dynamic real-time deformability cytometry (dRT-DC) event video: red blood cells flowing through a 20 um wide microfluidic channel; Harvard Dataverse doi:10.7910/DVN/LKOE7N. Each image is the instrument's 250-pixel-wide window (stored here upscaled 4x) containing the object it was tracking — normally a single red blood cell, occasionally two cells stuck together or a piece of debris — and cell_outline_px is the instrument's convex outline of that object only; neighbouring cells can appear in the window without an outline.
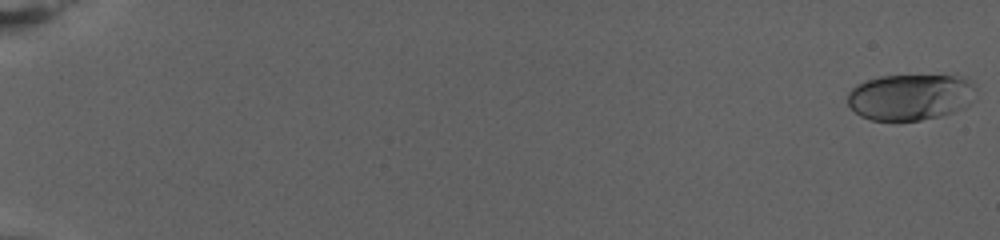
{"species": "human", "species_latin": "Homo sapiens", "temperature_condition": "warm", "stored_images_in_passage": 82, "camera_frame_rate_fps": 3000, "um_per_image_px": 0.085, "donor": {"sex": "female"}, "frame": {"image": 1, "passage_image": 2, "time_ms": 0.333, "image_size_px": [1000, 240], "cell_outline_px": [[968, 104], [964, 108], [940, 116], [920, 120], [872, 120], [860, 116], [848, 104], [848, 92], [852, 88], [868, 80], [880, 76], [952, 76], [964, 80], [968, 84]], "centroid_in_image_um": [77.22, 8.27], "position_along_channel_um": 7.8, "area_um2": 33.18}}
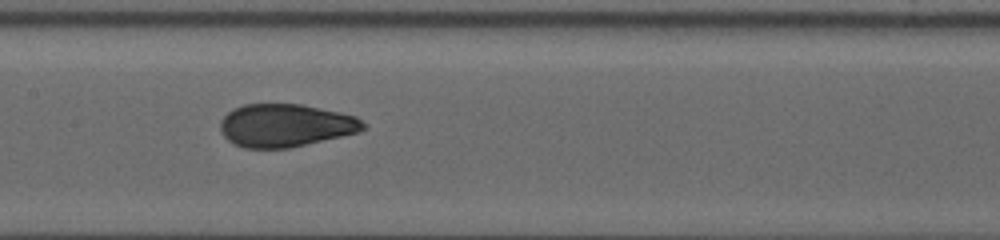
{"frame": {"image": 2, "passage_image": 45, "time_ms": 14.667, "image_size_px": [1000, 240], "cell_outline_px": [[364, 128], [356, 132], [340, 136], [288, 148], [244, 148], [232, 144], [224, 136], [220, 128], [220, 120], [232, 108], [244, 104], [300, 104], [356, 116], [364, 124]], "centroid_in_image_um": [24.18, 10.66], "position_along_channel_um": 183.2, "area_um2": 35.37}}
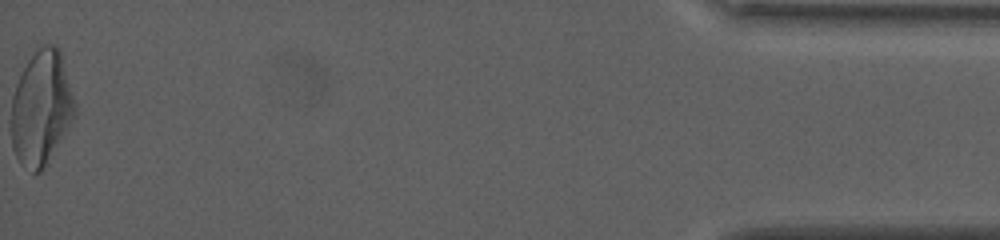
{"frame": {"image": 3, "passage_image": 82, "time_ms": 27.0, "image_size_px": [1000, 240], "cell_outline_px": [[76, 116], [48, 164], [40, 172], [32, 172], [20, 164], [12, 148], [12, 96], [16, 84], [28, 60], [44, 44], [56, 44], [60, 52], [76, 108]], "centroid_in_image_um": [3.52, 9.25], "position_along_channel_um": 431.7, "area_um2": 42.25}, "authors_computed_cell_mechanics": {"area_um2": 35.6915, "velocity_mm_per_s": 2.6961, "shape_relaxation_time_tau1_ms": 8.0347, "shape_relaxation_time_tau2_ms": null, "deformation_change_tau1": 0.2073, "deformation_change_tau2": null}}